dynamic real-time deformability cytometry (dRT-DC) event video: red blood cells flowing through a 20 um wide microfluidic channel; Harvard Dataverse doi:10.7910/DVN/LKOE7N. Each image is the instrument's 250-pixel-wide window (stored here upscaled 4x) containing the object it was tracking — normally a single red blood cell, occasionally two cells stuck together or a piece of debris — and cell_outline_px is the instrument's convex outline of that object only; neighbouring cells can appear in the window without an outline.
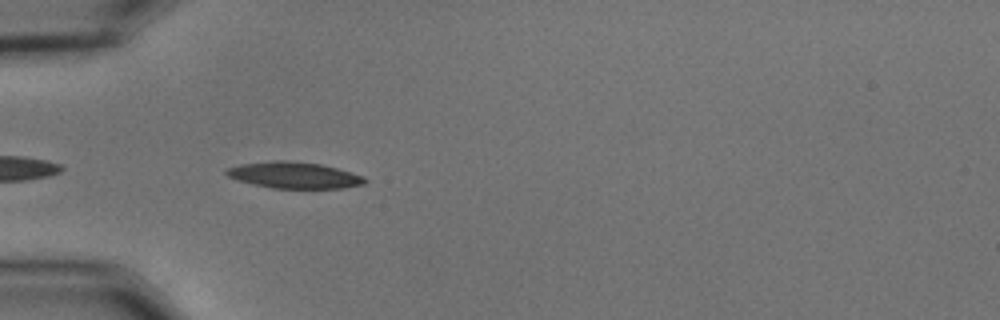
{"species": "common noctule bat (a hibernating species)", "species_latin": "Nyctalus noctula", "temperature_condition": "cold", "stored_images_in_passage": 5, "camera_frame_rate_fps": 3000, "um_per_image_px": 0.085, "animal": {"sex": "male", "body_mass_g": 15.6}, "frame": {"image": 1, "passage_image": 3, "time_ms": 0.667, "image_size_px": [1000, 320], "cell_outline_px": [[368, 180], [364, 184], [344, 188], [272, 188], [252, 184], [228, 176], [224, 172], [228, 168], [240, 164], [276, 160], [284, 160], [320, 164], [336, 168], [364, 176]], "centroid_in_image_um": [25.02, 14.89], "position_along_channel_um": 60.0, "area_um2": 21.1}}